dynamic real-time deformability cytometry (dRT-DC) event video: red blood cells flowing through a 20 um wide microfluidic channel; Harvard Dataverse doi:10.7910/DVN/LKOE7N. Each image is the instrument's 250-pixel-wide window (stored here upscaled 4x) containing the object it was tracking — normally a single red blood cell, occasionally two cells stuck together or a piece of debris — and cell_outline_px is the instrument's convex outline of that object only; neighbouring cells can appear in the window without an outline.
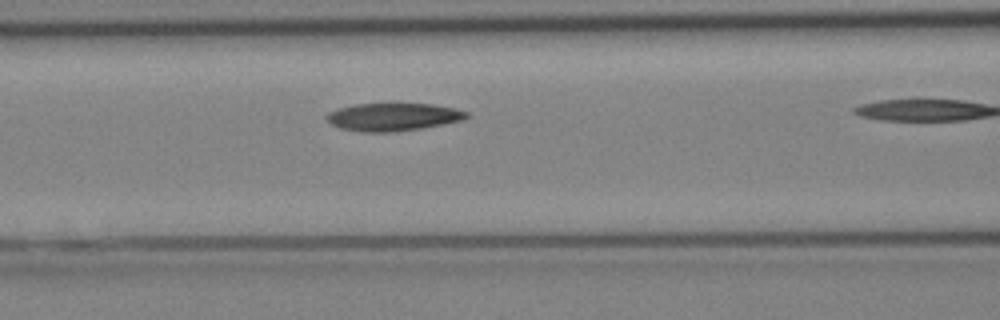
{"species": "Egyptian fruit bat (a non-hibernating species)", "species_latin": "Rousettus aegyptiacus", "temperature_condition": "cold", "stored_images_in_passage": 19, "camera_frame_rate_fps": 3000, "um_per_image_px": 0.085, "animal": {"sex": "female"}, "frame": {"image": 1, "passage_image": 6, "time_ms": 1.667, "image_size_px": [1000, 320], "cell_outline_px": [[472, 116], [464, 120], [444, 124], [420, 128], [392, 132], [360, 132], [340, 128], [332, 124], [324, 116], [328, 112], [340, 108], [356, 104], [432, 104], [452, 108], [468, 112]], "centroid_in_image_um": [33.43, 9.94], "position_along_channel_um": 133.2, "area_um2": 22.6}}